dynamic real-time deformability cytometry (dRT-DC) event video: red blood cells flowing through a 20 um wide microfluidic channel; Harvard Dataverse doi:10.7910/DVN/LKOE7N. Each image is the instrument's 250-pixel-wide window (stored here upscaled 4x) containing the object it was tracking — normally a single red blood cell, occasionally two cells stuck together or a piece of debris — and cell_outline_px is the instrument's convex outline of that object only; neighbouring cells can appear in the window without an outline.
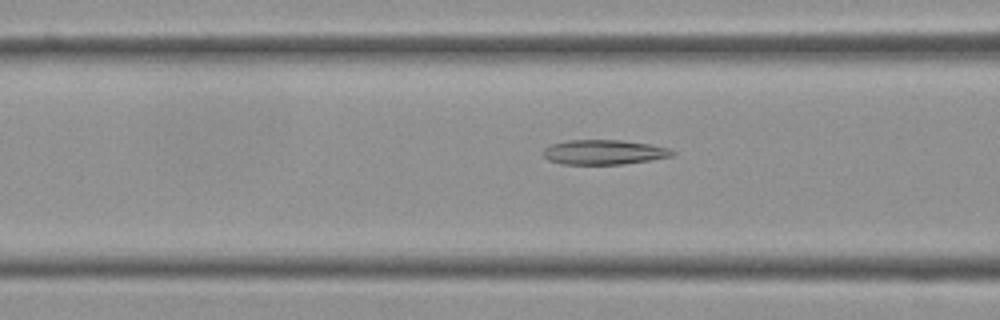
{"species": "Egyptian fruit bat (a non-hibernating species)", "species_latin": "Rousettus aegyptiacus", "temperature_condition": "cold", "stored_images_in_passage": 21, "camera_frame_rate_fps": 3000, "um_per_image_px": 0.085, "frame": {"image": 1, "passage_image": 8, "time_ms": 2.333, "image_size_px": [1000, 320], "cell_outline_px": [[676, 152], [672, 156], [652, 160], [624, 164], [560, 164], [548, 160], [540, 152], [544, 148], [552, 144], [568, 140], [620, 140], [652, 144], [668, 148]], "centroid_in_image_um": [51.32, 12.93], "position_along_channel_um": 115.3, "area_um2": 18.79}}
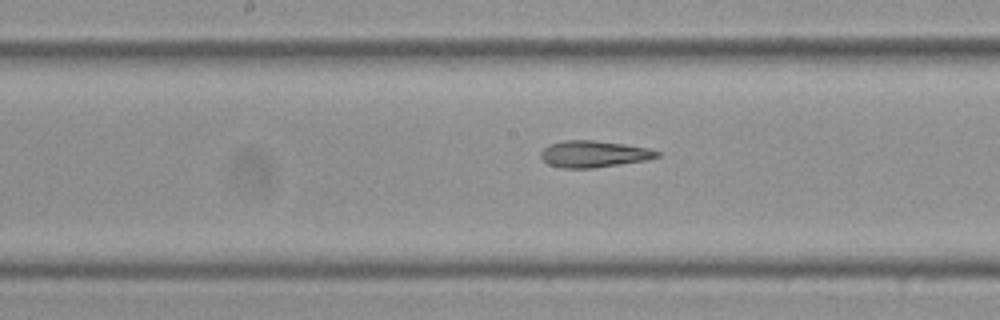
{"frame": {"image": 2, "passage_image": 15, "time_ms": 4.667, "image_size_px": [1000, 320], "cell_outline_px": [[660, 156], [648, 160], [592, 168], [560, 168], [548, 164], [540, 156], [540, 152], [548, 144], [564, 140], [592, 140], [624, 144], [648, 148], [660, 152]], "centroid_in_image_um": [50.46, 13.09], "position_along_channel_um": 197.7, "area_um2": 18.09}}
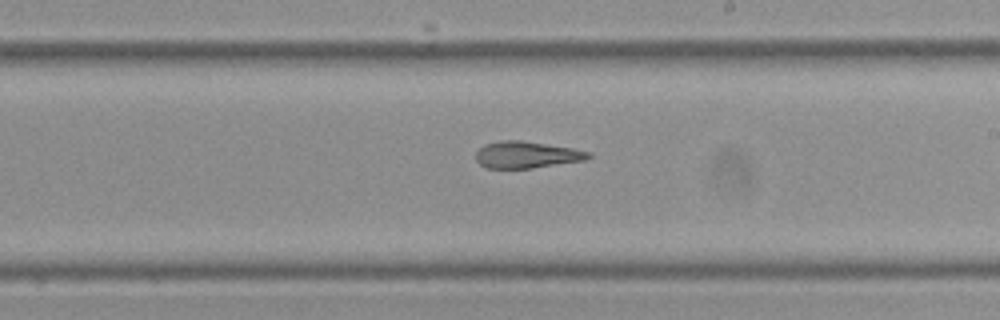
{"frame": {"image": 3, "passage_image": 19, "time_ms": 6.0, "image_size_px": [1000, 320], "cell_outline_px": [[592, 156], [584, 160], [532, 168], [488, 168], [480, 164], [476, 160], [476, 152], [484, 144], [500, 140], [520, 140], [572, 148], [592, 152]], "centroid_in_image_um": [44.75, 13.15], "position_along_channel_um": 244.2, "area_um2": 17.46}}